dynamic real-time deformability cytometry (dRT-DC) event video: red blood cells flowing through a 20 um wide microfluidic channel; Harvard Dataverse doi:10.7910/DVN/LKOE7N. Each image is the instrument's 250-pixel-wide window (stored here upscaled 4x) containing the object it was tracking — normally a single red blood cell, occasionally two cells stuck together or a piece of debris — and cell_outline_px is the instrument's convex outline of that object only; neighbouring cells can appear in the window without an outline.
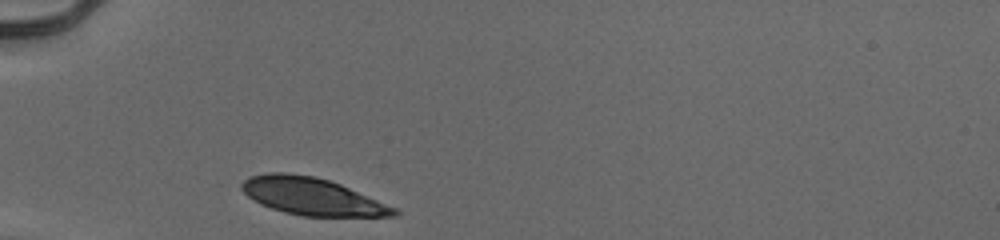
{"species": "human", "species_latin": "Homo sapiens", "temperature_condition": "cold", "stored_images_in_passage": 28, "camera_frame_rate_fps": 3000, "um_per_image_px": 0.085, "donor": {"sex": "male"}, "frame": {"image": 1, "passage_image": 1, "time_ms": 0.0, "image_size_px": [1000, 240], "cell_outline_px": [[400, 212], [396, 216], [300, 216], [284, 212], [260, 204], [252, 200], [240, 188], [240, 184], [248, 176], [268, 172], [288, 172], [316, 176], [340, 184], [396, 208]], "centroid_in_image_um": [26.47, 16.68], "position_along_channel_um": 58.5, "area_um2": 33.12}}
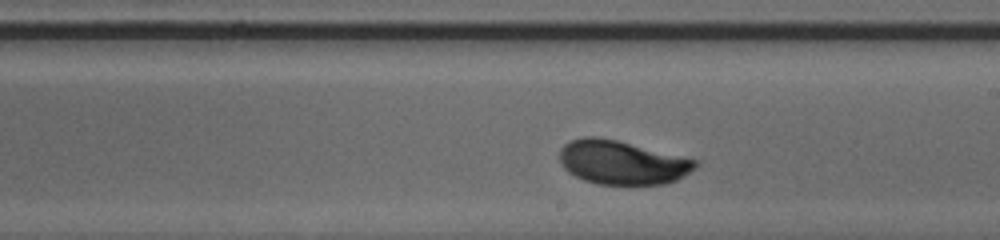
{"frame": {"image": 2, "passage_image": 16, "time_ms": 5.0, "image_size_px": [1000, 240], "cell_outline_px": [[700, 164], [696, 168], [676, 180], [668, 184], [596, 184], [584, 180], [568, 172], [560, 164], [560, 148], [564, 144], [572, 140], [584, 136], [596, 136], [616, 140], [700, 160]], "centroid_in_image_um": [52.89, 13.8], "position_along_channel_um": 236.1, "area_um2": 34.85}}
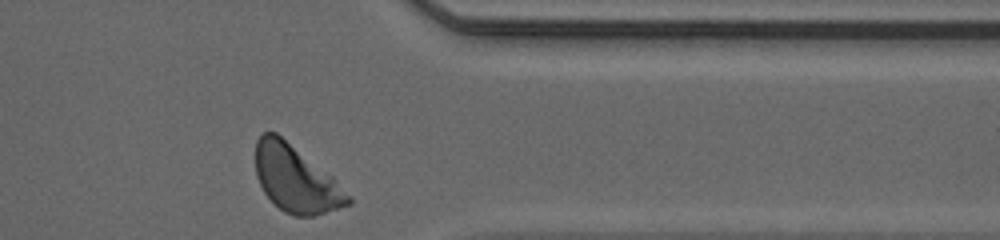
{"frame": {"image": 3, "passage_image": 28, "time_ms": 9.0, "image_size_px": [1000, 240], "cell_outline_px": [[352, 204], [312, 216], [292, 216], [284, 212], [264, 192], [256, 176], [256, 140], [264, 132], [276, 132], [332, 176], [352, 196]], "centroid_in_image_um": [25.16, 15.22], "position_along_channel_um": 386.2, "area_um2": 35.6}, "authors_computed_cell_mechanics": {"area_um2": 34.5933, "velocity_mm_per_s": 3.8716, "shape_relaxation_time_tau1_ms": 2.3937, "shape_relaxation_time_tau2_ms": null, "deformation_change_tau1": 0.1372, "deformation_change_tau2": null}}